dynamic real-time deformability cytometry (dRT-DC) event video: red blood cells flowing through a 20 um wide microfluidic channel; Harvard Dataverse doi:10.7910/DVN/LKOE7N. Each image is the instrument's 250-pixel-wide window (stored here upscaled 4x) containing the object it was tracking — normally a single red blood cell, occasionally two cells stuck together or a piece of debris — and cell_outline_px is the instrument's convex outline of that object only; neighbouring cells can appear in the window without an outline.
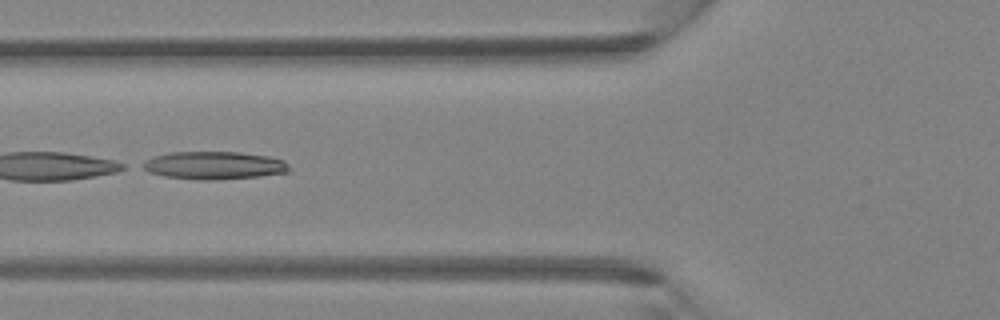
{"species": "Egyptian fruit bat (a non-hibernating species)", "species_latin": "Rousettus aegyptiacus", "temperature_condition": "room temperature", "stored_images_in_passage": 5, "camera_frame_rate_fps": 3000, "um_per_image_px": 0.085, "animal": {"sex": "female"}, "frame": {"image": 1, "passage_image": 5, "time_ms": 1.333, "image_size_px": [1000, 320], "cell_outline_px": [[288, 172], [260, 176], [216, 180], [196, 180], [164, 176], [148, 172], [140, 168], [136, 164], [152, 156], [172, 152], [240, 152], [268, 156], [284, 160], [288, 164]], "centroid_in_image_um": [18.1, 14.06], "position_along_channel_um": 107.7, "area_um2": 24.16}}